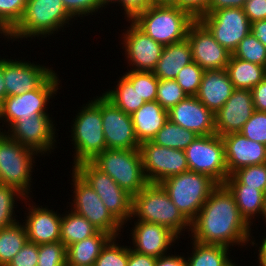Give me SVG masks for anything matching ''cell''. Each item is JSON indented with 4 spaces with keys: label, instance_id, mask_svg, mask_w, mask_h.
Wrapping results in <instances>:
<instances>
[{
    "label": "cell",
    "instance_id": "6da1fadb",
    "mask_svg": "<svg viewBox=\"0 0 266 266\" xmlns=\"http://www.w3.org/2000/svg\"><path fill=\"white\" fill-rule=\"evenodd\" d=\"M252 228L240 214L233 194L221 184L211 192L191 221V233L187 238L202 244L246 249L251 244Z\"/></svg>",
    "mask_w": 266,
    "mask_h": 266
},
{
    "label": "cell",
    "instance_id": "7a4b0ae2",
    "mask_svg": "<svg viewBox=\"0 0 266 266\" xmlns=\"http://www.w3.org/2000/svg\"><path fill=\"white\" fill-rule=\"evenodd\" d=\"M73 21L75 19L67 12L62 0H28L22 19L4 39L13 43L25 39L32 41L36 37L39 40L40 37L50 38L60 31L65 32L64 28L72 26Z\"/></svg>",
    "mask_w": 266,
    "mask_h": 266
},
{
    "label": "cell",
    "instance_id": "3957f363",
    "mask_svg": "<svg viewBox=\"0 0 266 266\" xmlns=\"http://www.w3.org/2000/svg\"><path fill=\"white\" fill-rule=\"evenodd\" d=\"M134 220L165 226L179 238L185 235L182 239L189 235L191 228V222L174 205L167 191L158 183H148L132 196V214L128 222L132 225ZM185 231L188 233L184 234Z\"/></svg>",
    "mask_w": 266,
    "mask_h": 266
},
{
    "label": "cell",
    "instance_id": "277c9868",
    "mask_svg": "<svg viewBox=\"0 0 266 266\" xmlns=\"http://www.w3.org/2000/svg\"><path fill=\"white\" fill-rule=\"evenodd\" d=\"M81 106L73 116L69 131L72 138L69 142H72V151L75 152L72 168L84 161H92L107 149L101 117V94Z\"/></svg>",
    "mask_w": 266,
    "mask_h": 266
},
{
    "label": "cell",
    "instance_id": "5b68a950",
    "mask_svg": "<svg viewBox=\"0 0 266 266\" xmlns=\"http://www.w3.org/2000/svg\"><path fill=\"white\" fill-rule=\"evenodd\" d=\"M131 21L157 43L167 46L187 38L196 19L175 5H150Z\"/></svg>",
    "mask_w": 266,
    "mask_h": 266
},
{
    "label": "cell",
    "instance_id": "8992f818",
    "mask_svg": "<svg viewBox=\"0 0 266 266\" xmlns=\"http://www.w3.org/2000/svg\"><path fill=\"white\" fill-rule=\"evenodd\" d=\"M37 157H41L38 152L23 146L6 134L0 140V184L14 187L27 198H33L32 175Z\"/></svg>",
    "mask_w": 266,
    "mask_h": 266
},
{
    "label": "cell",
    "instance_id": "52a82bcc",
    "mask_svg": "<svg viewBox=\"0 0 266 266\" xmlns=\"http://www.w3.org/2000/svg\"><path fill=\"white\" fill-rule=\"evenodd\" d=\"M57 73L54 71L37 89L21 95L7 96L0 103V127L4 129L5 126V132L19 118L49 114V103H52L50 100L55 99L58 90L62 88L59 84L62 78Z\"/></svg>",
    "mask_w": 266,
    "mask_h": 266
},
{
    "label": "cell",
    "instance_id": "ba28073f",
    "mask_svg": "<svg viewBox=\"0 0 266 266\" xmlns=\"http://www.w3.org/2000/svg\"><path fill=\"white\" fill-rule=\"evenodd\" d=\"M160 184L167 191L174 205L190 222L218 186L209 176L190 170L169 177Z\"/></svg>",
    "mask_w": 266,
    "mask_h": 266
},
{
    "label": "cell",
    "instance_id": "9c48e42d",
    "mask_svg": "<svg viewBox=\"0 0 266 266\" xmlns=\"http://www.w3.org/2000/svg\"><path fill=\"white\" fill-rule=\"evenodd\" d=\"M91 162L132 196L148 184L139 149H105Z\"/></svg>",
    "mask_w": 266,
    "mask_h": 266
},
{
    "label": "cell",
    "instance_id": "30bf717a",
    "mask_svg": "<svg viewBox=\"0 0 266 266\" xmlns=\"http://www.w3.org/2000/svg\"><path fill=\"white\" fill-rule=\"evenodd\" d=\"M97 193L107 210L124 226L129 227L132 214V195L122 189L109 175L91 161L72 168Z\"/></svg>",
    "mask_w": 266,
    "mask_h": 266
},
{
    "label": "cell",
    "instance_id": "8fae6325",
    "mask_svg": "<svg viewBox=\"0 0 266 266\" xmlns=\"http://www.w3.org/2000/svg\"><path fill=\"white\" fill-rule=\"evenodd\" d=\"M69 176L72 178V201L67 202L71 210L85 217L99 231H104L112 237H121L123 226L112 214L94 189L89 186L72 168Z\"/></svg>",
    "mask_w": 266,
    "mask_h": 266
},
{
    "label": "cell",
    "instance_id": "7c38bea8",
    "mask_svg": "<svg viewBox=\"0 0 266 266\" xmlns=\"http://www.w3.org/2000/svg\"><path fill=\"white\" fill-rule=\"evenodd\" d=\"M184 152L190 171L207 175L218 185L225 183L229 175L221 136H197Z\"/></svg>",
    "mask_w": 266,
    "mask_h": 266
},
{
    "label": "cell",
    "instance_id": "4fadbf2b",
    "mask_svg": "<svg viewBox=\"0 0 266 266\" xmlns=\"http://www.w3.org/2000/svg\"><path fill=\"white\" fill-rule=\"evenodd\" d=\"M50 115L19 118L6 130V134L16 142L46 157V155L54 152L58 143L56 131L59 130L56 128L55 120H53L55 117H52V113Z\"/></svg>",
    "mask_w": 266,
    "mask_h": 266
},
{
    "label": "cell",
    "instance_id": "5bb4252c",
    "mask_svg": "<svg viewBox=\"0 0 266 266\" xmlns=\"http://www.w3.org/2000/svg\"><path fill=\"white\" fill-rule=\"evenodd\" d=\"M198 20L231 53L251 32V22L242 8H222L211 14H203Z\"/></svg>",
    "mask_w": 266,
    "mask_h": 266
},
{
    "label": "cell",
    "instance_id": "9a60e30c",
    "mask_svg": "<svg viewBox=\"0 0 266 266\" xmlns=\"http://www.w3.org/2000/svg\"><path fill=\"white\" fill-rule=\"evenodd\" d=\"M139 150L148 183L160 184L169 177L189 171L183 150L160 146L152 141L141 143Z\"/></svg>",
    "mask_w": 266,
    "mask_h": 266
},
{
    "label": "cell",
    "instance_id": "2e32d148",
    "mask_svg": "<svg viewBox=\"0 0 266 266\" xmlns=\"http://www.w3.org/2000/svg\"><path fill=\"white\" fill-rule=\"evenodd\" d=\"M126 30L120 34V46L122 44L123 55L127 62V70L153 72L161 57L163 45L154 41L131 20H126ZM132 66V67H131ZM130 67V68H128Z\"/></svg>",
    "mask_w": 266,
    "mask_h": 266
},
{
    "label": "cell",
    "instance_id": "e0dca14e",
    "mask_svg": "<svg viewBox=\"0 0 266 266\" xmlns=\"http://www.w3.org/2000/svg\"><path fill=\"white\" fill-rule=\"evenodd\" d=\"M3 56V77L6 97L21 95L37 89L54 71L53 67L26 61L25 58L10 59ZM18 59V60H17ZM37 63V64H36ZM41 64V65H40Z\"/></svg>",
    "mask_w": 266,
    "mask_h": 266
},
{
    "label": "cell",
    "instance_id": "ac0fdd59",
    "mask_svg": "<svg viewBox=\"0 0 266 266\" xmlns=\"http://www.w3.org/2000/svg\"><path fill=\"white\" fill-rule=\"evenodd\" d=\"M101 117L107 149H139L132 116L101 94Z\"/></svg>",
    "mask_w": 266,
    "mask_h": 266
},
{
    "label": "cell",
    "instance_id": "d6986e66",
    "mask_svg": "<svg viewBox=\"0 0 266 266\" xmlns=\"http://www.w3.org/2000/svg\"><path fill=\"white\" fill-rule=\"evenodd\" d=\"M23 203L26 204L24 206L26 210L22 222L24 221L23 225L28 241L38 245L61 241L62 214L57 210L55 211L51 206L49 208L48 206L37 205L33 202L32 197L26 198Z\"/></svg>",
    "mask_w": 266,
    "mask_h": 266
},
{
    "label": "cell",
    "instance_id": "ffe728a7",
    "mask_svg": "<svg viewBox=\"0 0 266 266\" xmlns=\"http://www.w3.org/2000/svg\"><path fill=\"white\" fill-rule=\"evenodd\" d=\"M187 40L193 61L203 70L226 69L232 53L222 47L199 20L190 26Z\"/></svg>",
    "mask_w": 266,
    "mask_h": 266
},
{
    "label": "cell",
    "instance_id": "44dd1931",
    "mask_svg": "<svg viewBox=\"0 0 266 266\" xmlns=\"http://www.w3.org/2000/svg\"><path fill=\"white\" fill-rule=\"evenodd\" d=\"M132 226L129 230V241L132 237L130 248L143 255L158 258L169 254V252H172L175 243L179 244L178 241H181L170 229L159 224L134 221Z\"/></svg>",
    "mask_w": 266,
    "mask_h": 266
},
{
    "label": "cell",
    "instance_id": "7402d4cb",
    "mask_svg": "<svg viewBox=\"0 0 266 266\" xmlns=\"http://www.w3.org/2000/svg\"><path fill=\"white\" fill-rule=\"evenodd\" d=\"M251 90L234 89L223 107L215 113V132L219 136L240 132L254 112Z\"/></svg>",
    "mask_w": 266,
    "mask_h": 266
},
{
    "label": "cell",
    "instance_id": "603a6c76",
    "mask_svg": "<svg viewBox=\"0 0 266 266\" xmlns=\"http://www.w3.org/2000/svg\"><path fill=\"white\" fill-rule=\"evenodd\" d=\"M168 119L181 127L208 136L215 132V114L203 105L196 96H187L168 110Z\"/></svg>",
    "mask_w": 266,
    "mask_h": 266
},
{
    "label": "cell",
    "instance_id": "cb8c5ba5",
    "mask_svg": "<svg viewBox=\"0 0 266 266\" xmlns=\"http://www.w3.org/2000/svg\"><path fill=\"white\" fill-rule=\"evenodd\" d=\"M228 175L239 168L266 163V145L235 132L222 136Z\"/></svg>",
    "mask_w": 266,
    "mask_h": 266
},
{
    "label": "cell",
    "instance_id": "d4e9b609",
    "mask_svg": "<svg viewBox=\"0 0 266 266\" xmlns=\"http://www.w3.org/2000/svg\"><path fill=\"white\" fill-rule=\"evenodd\" d=\"M233 91L234 86L226 69L204 70L196 97L215 114L223 107Z\"/></svg>",
    "mask_w": 266,
    "mask_h": 266
},
{
    "label": "cell",
    "instance_id": "484cf974",
    "mask_svg": "<svg viewBox=\"0 0 266 266\" xmlns=\"http://www.w3.org/2000/svg\"><path fill=\"white\" fill-rule=\"evenodd\" d=\"M132 116L139 143L151 141L168 120V110L157 101L146 102Z\"/></svg>",
    "mask_w": 266,
    "mask_h": 266
},
{
    "label": "cell",
    "instance_id": "4316f807",
    "mask_svg": "<svg viewBox=\"0 0 266 266\" xmlns=\"http://www.w3.org/2000/svg\"><path fill=\"white\" fill-rule=\"evenodd\" d=\"M191 62H193L192 51L186 38L163 47L153 73L158 79H175L179 71Z\"/></svg>",
    "mask_w": 266,
    "mask_h": 266
},
{
    "label": "cell",
    "instance_id": "83f0119b",
    "mask_svg": "<svg viewBox=\"0 0 266 266\" xmlns=\"http://www.w3.org/2000/svg\"><path fill=\"white\" fill-rule=\"evenodd\" d=\"M112 238L104 231H98L82 241L66 247L67 264L78 266L94 265L100 255L101 249Z\"/></svg>",
    "mask_w": 266,
    "mask_h": 266
},
{
    "label": "cell",
    "instance_id": "f1b7e54d",
    "mask_svg": "<svg viewBox=\"0 0 266 266\" xmlns=\"http://www.w3.org/2000/svg\"><path fill=\"white\" fill-rule=\"evenodd\" d=\"M192 243V244H191ZM187 266H240L230 257L232 250L222 245L202 244L192 240Z\"/></svg>",
    "mask_w": 266,
    "mask_h": 266
},
{
    "label": "cell",
    "instance_id": "f546056e",
    "mask_svg": "<svg viewBox=\"0 0 266 266\" xmlns=\"http://www.w3.org/2000/svg\"><path fill=\"white\" fill-rule=\"evenodd\" d=\"M227 188L233 194L242 217L251 227L255 226V219L257 217L261 219L264 216L266 195L262 191L252 187Z\"/></svg>",
    "mask_w": 266,
    "mask_h": 266
},
{
    "label": "cell",
    "instance_id": "4dcf8cb0",
    "mask_svg": "<svg viewBox=\"0 0 266 266\" xmlns=\"http://www.w3.org/2000/svg\"><path fill=\"white\" fill-rule=\"evenodd\" d=\"M226 70L234 89L251 90L266 77V66L244 61L232 55Z\"/></svg>",
    "mask_w": 266,
    "mask_h": 266
},
{
    "label": "cell",
    "instance_id": "1f68e13d",
    "mask_svg": "<svg viewBox=\"0 0 266 266\" xmlns=\"http://www.w3.org/2000/svg\"><path fill=\"white\" fill-rule=\"evenodd\" d=\"M120 75L118 79L116 78L118 81L114 82V84H117L110 87L113 89L109 88L101 93L114 106L131 115L145 104L146 101L139 96L132 83L124 75Z\"/></svg>",
    "mask_w": 266,
    "mask_h": 266
},
{
    "label": "cell",
    "instance_id": "d6a6232c",
    "mask_svg": "<svg viewBox=\"0 0 266 266\" xmlns=\"http://www.w3.org/2000/svg\"><path fill=\"white\" fill-rule=\"evenodd\" d=\"M98 231L85 217L73 210L62 212L60 239L66 247L93 236Z\"/></svg>",
    "mask_w": 266,
    "mask_h": 266
},
{
    "label": "cell",
    "instance_id": "836d02e7",
    "mask_svg": "<svg viewBox=\"0 0 266 266\" xmlns=\"http://www.w3.org/2000/svg\"><path fill=\"white\" fill-rule=\"evenodd\" d=\"M28 241L22 222L0 229V266H7Z\"/></svg>",
    "mask_w": 266,
    "mask_h": 266
},
{
    "label": "cell",
    "instance_id": "e575fe53",
    "mask_svg": "<svg viewBox=\"0 0 266 266\" xmlns=\"http://www.w3.org/2000/svg\"><path fill=\"white\" fill-rule=\"evenodd\" d=\"M197 136L195 132L168 119L151 141L160 146L184 151Z\"/></svg>",
    "mask_w": 266,
    "mask_h": 266
},
{
    "label": "cell",
    "instance_id": "d590c367",
    "mask_svg": "<svg viewBox=\"0 0 266 266\" xmlns=\"http://www.w3.org/2000/svg\"><path fill=\"white\" fill-rule=\"evenodd\" d=\"M226 187H252L266 195V163L239 168L228 176Z\"/></svg>",
    "mask_w": 266,
    "mask_h": 266
},
{
    "label": "cell",
    "instance_id": "8d00e7d4",
    "mask_svg": "<svg viewBox=\"0 0 266 266\" xmlns=\"http://www.w3.org/2000/svg\"><path fill=\"white\" fill-rule=\"evenodd\" d=\"M26 198L27 197L16 188L0 184V229L12 225L17 221H21L18 220V216L15 212H19L16 209L18 203L20 204L21 201L23 204Z\"/></svg>",
    "mask_w": 266,
    "mask_h": 266
},
{
    "label": "cell",
    "instance_id": "74e56055",
    "mask_svg": "<svg viewBox=\"0 0 266 266\" xmlns=\"http://www.w3.org/2000/svg\"><path fill=\"white\" fill-rule=\"evenodd\" d=\"M27 1L0 0V38H5L22 19Z\"/></svg>",
    "mask_w": 266,
    "mask_h": 266
},
{
    "label": "cell",
    "instance_id": "f35d334b",
    "mask_svg": "<svg viewBox=\"0 0 266 266\" xmlns=\"http://www.w3.org/2000/svg\"><path fill=\"white\" fill-rule=\"evenodd\" d=\"M123 75L146 102L156 101L159 79L153 72L126 70Z\"/></svg>",
    "mask_w": 266,
    "mask_h": 266
},
{
    "label": "cell",
    "instance_id": "ab89813d",
    "mask_svg": "<svg viewBox=\"0 0 266 266\" xmlns=\"http://www.w3.org/2000/svg\"><path fill=\"white\" fill-rule=\"evenodd\" d=\"M120 237H112L101 249L94 266H127L129 246L119 242Z\"/></svg>",
    "mask_w": 266,
    "mask_h": 266
},
{
    "label": "cell",
    "instance_id": "60d3db41",
    "mask_svg": "<svg viewBox=\"0 0 266 266\" xmlns=\"http://www.w3.org/2000/svg\"><path fill=\"white\" fill-rule=\"evenodd\" d=\"M232 56L266 66V46L251 32L240 41Z\"/></svg>",
    "mask_w": 266,
    "mask_h": 266
},
{
    "label": "cell",
    "instance_id": "b9f144b4",
    "mask_svg": "<svg viewBox=\"0 0 266 266\" xmlns=\"http://www.w3.org/2000/svg\"><path fill=\"white\" fill-rule=\"evenodd\" d=\"M187 97L175 79H159L156 101L166 110H170Z\"/></svg>",
    "mask_w": 266,
    "mask_h": 266
},
{
    "label": "cell",
    "instance_id": "7bdbcfd3",
    "mask_svg": "<svg viewBox=\"0 0 266 266\" xmlns=\"http://www.w3.org/2000/svg\"><path fill=\"white\" fill-rule=\"evenodd\" d=\"M203 73L204 70L193 61L179 71L175 80L187 96H196L201 84Z\"/></svg>",
    "mask_w": 266,
    "mask_h": 266
},
{
    "label": "cell",
    "instance_id": "ee69618b",
    "mask_svg": "<svg viewBox=\"0 0 266 266\" xmlns=\"http://www.w3.org/2000/svg\"><path fill=\"white\" fill-rule=\"evenodd\" d=\"M66 246L61 242L38 245L37 266H66Z\"/></svg>",
    "mask_w": 266,
    "mask_h": 266
},
{
    "label": "cell",
    "instance_id": "f6af8a7d",
    "mask_svg": "<svg viewBox=\"0 0 266 266\" xmlns=\"http://www.w3.org/2000/svg\"><path fill=\"white\" fill-rule=\"evenodd\" d=\"M240 133L252 141L266 145V112L254 110Z\"/></svg>",
    "mask_w": 266,
    "mask_h": 266
},
{
    "label": "cell",
    "instance_id": "bcb514c9",
    "mask_svg": "<svg viewBox=\"0 0 266 266\" xmlns=\"http://www.w3.org/2000/svg\"><path fill=\"white\" fill-rule=\"evenodd\" d=\"M62 3L67 12L79 22L80 19L90 17V15L99 14L98 0H62Z\"/></svg>",
    "mask_w": 266,
    "mask_h": 266
},
{
    "label": "cell",
    "instance_id": "7dc6e473",
    "mask_svg": "<svg viewBox=\"0 0 266 266\" xmlns=\"http://www.w3.org/2000/svg\"><path fill=\"white\" fill-rule=\"evenodd\" d=\"M38 244L27 241L7 266H37Z\"/></svg>",
    "mask_w": 266,
    "mask_h": 266
},
{
    "label": "cell",
    "instance_id": "c3c4849f",
    "mask_svg": "<svg viewBox=\"0 0 266 266\" xmlns=\"http://www.w3.org/2000/svg\"><path fill=\"white\" fill-rule=\"evenodd\" d=\"M243 10L251 23L266 20V0H246Z\"/></svg>",
    "mask_w": 266,
    "mask_h": 266
},
{
    "label": "cell",
    "instance_id": "681fc988",
    "mask_svg": "<svg viewBox=\"0 0 266 266\" xmlns=\"http://www.w3.org/2000/svg\"><path fill=\"white\" fill-rule=\"evenodd\" d=\"M152 5V0H120L121 10L125 20H131L136 14L144 11L148 6Z\"/></svg>",
    "mask_w": 266,
    "mask_h": 266
},
{
    "label": "cell",
    "instance_id": "f907efd6",
    "mask_svg": "<svg viewBox=\"0 0 266 266\" xmlns=\"http://www.w3.org/2000/svg\"><path fill=\"white\" fill-rule=\"evenodd\" d=\"M210 0H178L174 5L190 13L198 20L206 11Z\"/></svg>",
    "mask_w": 266,
    "mask_h": 266
},
{
    "label": "cell",
    "instance_id": "816d5d0a",
    "mask_svg": "<svg viewBox=\"0 0 266 266\" xmlns=\"http://www.w3.org/2000/svg\"><path fill=\"white\" fill-rule=\"evenodd\" d=\"M251 92L254 109L266 112V77L251 89Z\"/></svg>",
    "mask_w": 266,
    "mask_h": 266
},
{
    "label": "cell",
    "instance_id": "f5cc1de1",
    "mask_svg": "<svg viewBox=\"0 0 266 266\" xmlns=\"http://www.w3.org/2000/svg\"><path fill=\"white\" fill-rule=\"evenodd\" d=\"M177 253L179 252L174 254L170 252L169 254L158 257L155 266H187L186 254L184 255L183 252H180L182 255H179Z\"/></svg>",
    "mask_w": 266,
    "mask_h": 266
},
{
    "label": "cell",
    "instance_id": "db71d44e",
    "mask_svg": "<svg viewBox=\"0 0 266 266\" xmlns=\"http://www.w3.org/2000/svg\"><path fill=\"white\" fill-rule=\"evenodd\" d=\"M246 0H210L204 14H211L222 8H242Z\"/></svg>",
    "mask_w": 266,
    "mask_h": 266
},
{
    "label": "cell",
    "instance_id": "11a10c76",
    "mask_svg": "<svg viewBox=\"0 0 266 266\" xmlns=\"http://www.w3.org/2000/svg\"><path fill=\"white\" fill-rule=\"evenodd\" d=\"M156 257L135 252L129 245V260L127 266H155Z\"/></svg>",
    "mask_w": 266,
    "mask_h": 266
},
{
    "label": "cell",
    "instance_id": "9f6ffc18",
    "mask_svg": "<svg viewBox=\"0 0 266 266\" xmlns=\"http://www.w3.org/2000/svg\"><path fill=\"white\" fill-rule=\"evenodd\" d=\"M265 236H259L262 237L261 241H259L258 243L256 242V239L254 238V236H252V240H251V246L250 248L253 247H257L255 248L257 253V261H255L258 265L256 266H266V234H264ZM260 245V246H259Z\"/></svg>",
    "mask_w": 266,
    "mask_h": 266
},
{
    "label": "cell",
    "instance_id": "6f0895ef",
    "mask_svg": "<svg viewBox=\"0 0 266 266\" xmlns=\"http://www.w3.org/2000/svg\"><path fill=\"white\" fill-rule=\"evenodd\" d=\"M251 33L266 46V20L252 22Z\"/></svg>",
    "mask_w": 266,
    "mask_h": 266
},
{
    "label": "cell",
    "instance_id": "680465c9",
    "mask_svg": "<svg viewBox=\"0 0 266 266\" xmlns=\"http://www.w3.org/2000/svg\"><path fill=\"white\" fill-rule=\"evenodd\" d=\"M6 98V88L3 77V57L0 55V103Z\"/></svg>",
    "mask_w": 266,
    "mask_h": 266
},
{
    "label": "cell",
    "instance_id": "91938a15",
    "mask_svg": "<svg viewBox=\"0 0 266 266\" xmlns=\"http://www.w3.org/2000/svg\"><path fill=\"white\" fill-rule=\"evenodd\" d=\"M98 5H99V14H100L102 11H105V8H107V9L109 7L112 8L113 6H111V5H115L116 7L117 6L119 7L120 6V0H98Z\"/></svg>",
    "mask_w": 266,
    "mask_h": 266
},
{
    "label": "cell",
    "instance_id": "94428289",
    "mask_svg": "<svg viewBox=\"0 0 266 266\" xmlns=\"http://www.w3.org/2000/svg\"><path fill=\"white\" fill-rule=\"evenodd\" d=\"M178 0H152V5H174Z\"/></svg>",
    "mask_w": 266,
    "mask_h": 266
},
{
    "label": "cell",
    "instance_id": "6125c7cd",
    "mask_svg": "<svg viewBox=\"0 0 266 266\" xmlns=\"http://www.w3.org/2000/svg\"><path fill=\"white\" fill-rule=\"evenodd\" d=\"M6 135V132L0 127V140Z\"/></svg>",
    "mask_w": 266,
    "mask_h": 266
},
{
    "label": "cell",
    "instance_id": "be15d7a7",
    "mask_svg": "<svg viewBox=\"0 0 266 266\" xmlns=\"http://www.w3.org/2000/svg\"><path fill=\"white\" fill-rule=\"evenodd\" d=\"M265 222H263V223H265V227H266V206H265V212H264V216H263V218H262ZM266 230V229H265ZM265 234H266V232H264Z\"/></svg>",
    "mask_w": 266,
    "mask_h": 266
},
{
    "label": "cell",
    "instance_id": "e7e4bbea",
    "mask_svg": "<svg viewBox=\"0 0 266 266\" xmlns=\"http://www.w3.org/2000/svg\"><path fill=\"white\" fill-rule=\"evenodd\" d=\"M66 266H78V265H70V264H66ZM85 266V265H84ZM90 266H94V265H90Z\"/></svg>",
    "mask_w": 266,
    "mask_h": 266
}]
</instances>
